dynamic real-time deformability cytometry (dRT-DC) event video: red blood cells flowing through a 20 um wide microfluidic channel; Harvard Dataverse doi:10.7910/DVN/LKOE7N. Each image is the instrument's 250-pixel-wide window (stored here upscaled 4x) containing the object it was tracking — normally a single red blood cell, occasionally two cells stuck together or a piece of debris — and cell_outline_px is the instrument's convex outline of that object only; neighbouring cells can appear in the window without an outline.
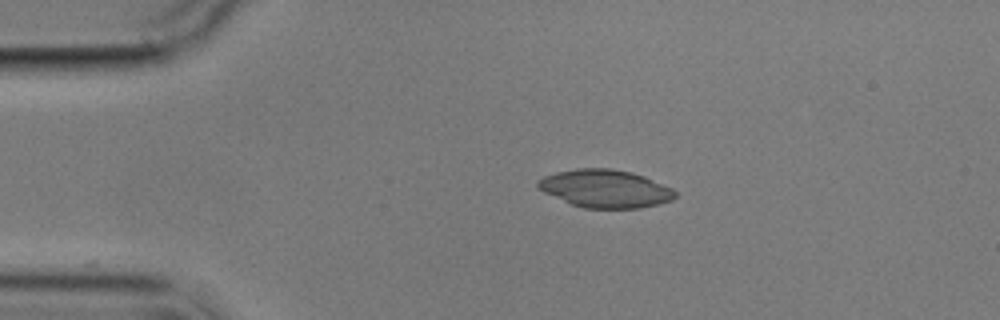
{"species": "common noctule bat (a hibernating species)", "species_latin": "Nyctalus noctula", "temperature_condition": "cold", "stored_images_in_passage": 2, "camera_frame_rate_fps": 3000, "um_per_image_px": 0.085, "animal": {"sex": "male", "body_mass_g": 17.9}, "frame": {"image": 1, "passage_image": 1, "time_ms": 0.0, "image_size_px": [1000, 320], "cell_outline_px": [[676, 196], [672, 200], [660, 204], [640, 208], [584, 208], [572, 204], [544, 192], [536, 188], [536, 180], [544, 176], [556, 172], [576, 168], [612, 168], [632, 172], [644, 176], [672, 188], [676, 192]], "centroid_in_image_um": [51.44, 16.02], "position_along_channel_um": 33.6, "area_um2": 30.46}}